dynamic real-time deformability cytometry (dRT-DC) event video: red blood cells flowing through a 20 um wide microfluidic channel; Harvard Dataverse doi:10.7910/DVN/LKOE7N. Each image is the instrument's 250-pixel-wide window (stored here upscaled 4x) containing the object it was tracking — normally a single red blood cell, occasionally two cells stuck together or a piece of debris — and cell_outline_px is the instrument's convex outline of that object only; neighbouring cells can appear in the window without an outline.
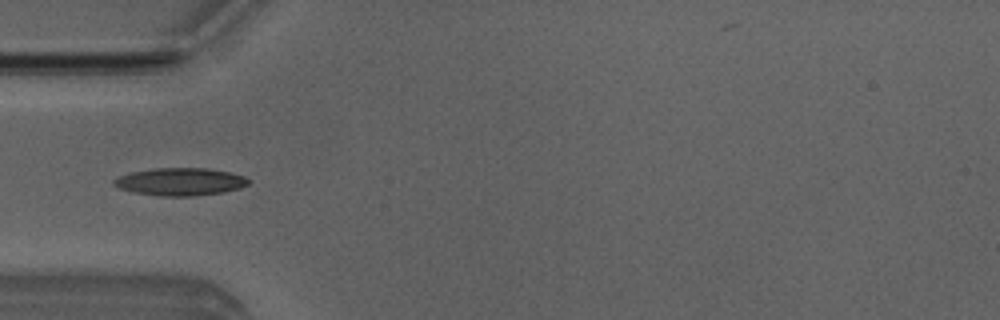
{"species": "Egyptian fruit bat (a non-hibernating species)", "species_latin": "Rousettus aegyptiacus", "temperature_condition": "room temperature", "stored_images_in_passage": 2, "camera_frame_rate_fps": 3000, "um_per_image_px": 0.085, "animal": {"sex": "male"}, "frame": {"image": 1, "passage_image": 2, "time_ms": 1.0, "image_size_px": [1000, 320], "cell_outline_px": [[252, 180], [248, 184], [240, 188], [224, 192], [196, 196], [160, 196], [132, 192], [120, 188], [112, 184], [112, 180], [120, 176], [132, 172], [152, 168], [208, 168], [228, 172], [244, 176]], "centroid_in_image_um": [15.33, 15.45], "position_along_channel_um": 69.7, "area_um2": 21.79}}